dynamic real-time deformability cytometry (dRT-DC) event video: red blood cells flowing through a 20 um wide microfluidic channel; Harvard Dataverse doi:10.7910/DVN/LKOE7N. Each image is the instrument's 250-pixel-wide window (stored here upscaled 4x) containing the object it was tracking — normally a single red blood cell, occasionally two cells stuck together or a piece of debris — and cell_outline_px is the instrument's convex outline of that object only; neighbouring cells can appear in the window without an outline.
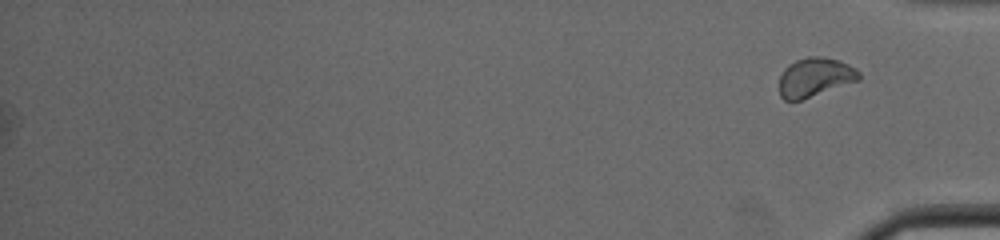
{"species": "common noctule bat (a hibernating species)", "species_latin": "Nyctalus noctula", "temperature_condition": "cold", "stored_images_in_passage": 34, "segment_of_instrument_passage": [2, 2], "camera_frame_rate_fps": 3000, "um_per_image_px": 0.085, "animal": {"sex": "male", "body_mass_g": 19.0, "forearm_length_mm": 50.8}, "frame": {"image": 1, "passage_image": 34, "time_ms": 11.0, "image_size_px": [1000, 240], "cell_outline_px": [[860, 80], [800, 100], [784, 100], [780, 96], [780, 76], [784, 68], [788, 64], [796, 60], [808, 56], [824, 56], [840, 60], [856, 68], [860, 72]], "centroid_in_image_um": [69.28, 6.54], "position_along_channel_um": 365.9, "area_um2": 18.21}}